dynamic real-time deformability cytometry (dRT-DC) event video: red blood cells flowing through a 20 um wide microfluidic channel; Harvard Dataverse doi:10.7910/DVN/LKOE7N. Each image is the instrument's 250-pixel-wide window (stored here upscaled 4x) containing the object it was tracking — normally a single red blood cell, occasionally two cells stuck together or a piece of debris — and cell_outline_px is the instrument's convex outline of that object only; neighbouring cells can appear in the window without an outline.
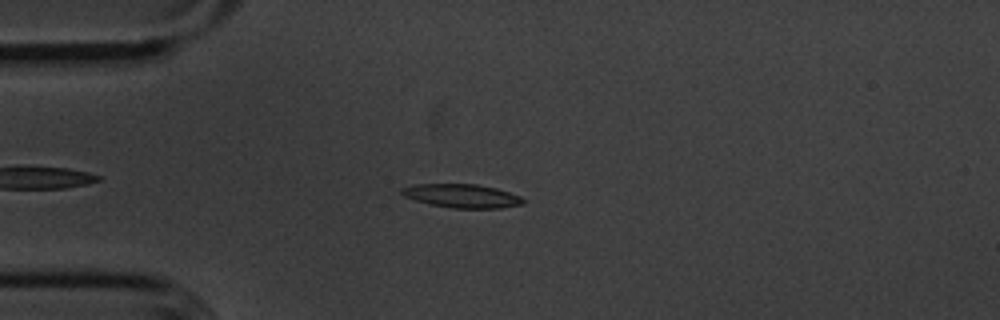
{"species": "common noctule bat (a hibernating species)", "species_latin": "Nyctalus noctula", "temperature_condition": "cold", "stored_images_in_passage": 51, "camera_frame_rate_fps": 3000, "um_per_image_px": 0.085, "animal": {"sex": "male", "body_mass_g": 20.1, "forearm_length_mm": 53.5}, "frame": {"image": 1, "passage_image": 10, "time_ms": 3.0, "image_size_px": [1000, 320], "cell_outline_px": [[524, 204], [500, 208], [452, 208], [428, 204], [404, 196], [400, 192], [400, 188], [416, 184], [476, 184], [496, 188], [520, 196], [524, 200]], "centroid_in_image_um": [39.25, 16.65], "position_along_channel_um": 45.8, "area_um2": 16.7}}
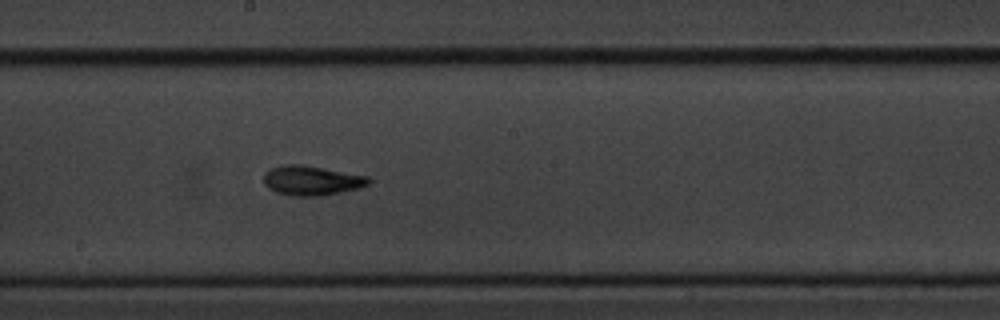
{"frame": {"image": 2, "passage_image": 26, "time_ms": 8.333, "image_size_px": [1000, 320], "cell_outline_px": [[372, 180], [368, 184], [356, 188], [340, 192], [320, 196], [292, 196], [276, 192], [268, 188], [264, 184], [264, 172], [272, 168], [288, 164], [300, 164], [324, 168], [368, 176]], "centroid_in_image_um": [26.46, 15.34], "position_along_channel_um": 221.7, "area_um2": 17.98}}
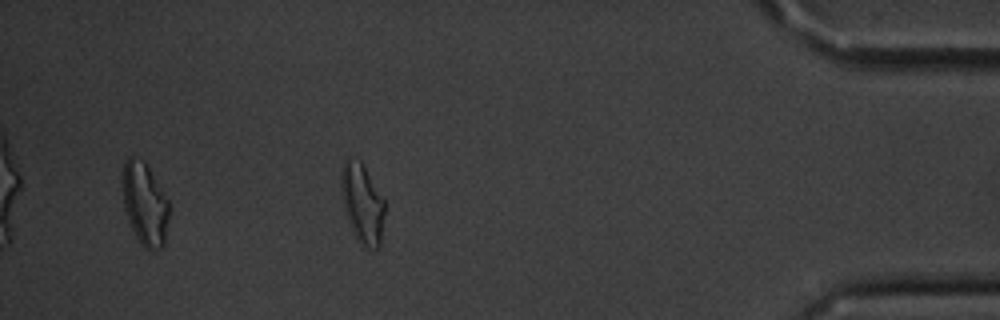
{"frame": {"image": 3, "passage_image": 45, "time_ms": 14.667, "image_size_px": [1000, 320], "cell_outline_px": [[384, 212], [380, 244], [376, 248], [368, 248], [360, 244], [356, 240], [352, 232], [344, 212], [340, 192], [340, 168], [344, 160], [348, 156], [360, 160], [384, 196]], "centroid_in_image_um": [30.75, 17.24], "position_along_channel_um": 404.4, "area_um2": 20.87}, "authors_computed_cell_mechanics": {"area_um2": 16.473, "velocity_mm_per_s": 3.5989, "shape_relaxation_time_tau1_ms": 3.0123, "shape_relaxation_time_tau2_ms": 3.962, "deformation_change_tau1": 0.1554, "deformation_change_tau2": 0.1198}}